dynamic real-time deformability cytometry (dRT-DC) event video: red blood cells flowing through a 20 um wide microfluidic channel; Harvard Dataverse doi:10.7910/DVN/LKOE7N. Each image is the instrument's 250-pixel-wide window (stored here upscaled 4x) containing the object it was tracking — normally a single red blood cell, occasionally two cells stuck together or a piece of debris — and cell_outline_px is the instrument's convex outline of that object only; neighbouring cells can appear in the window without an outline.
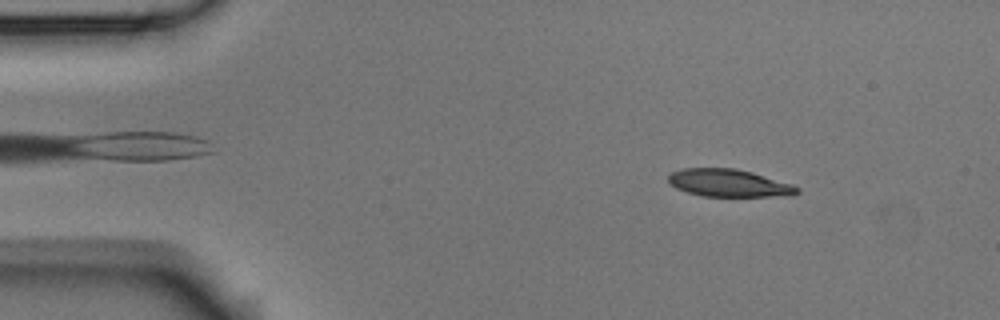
{"species": "Egyptian fruit bat (a non-hibernating species)", "species_latin": "Rousettus aegyptiacus", "temperature_condition": "room temperature", "stored_images_in_passage": 52, "camera_frame_rate_fps": 3000, "um_per_image_px": 0.085, "animal": {"sex": "male"}, "frame": {"image": 1, "passage_image": 6, "time_ms": 1.667, "image_size_px": [1000, 320], "cell_outline_px": [[800, 192], [792, 196], [700, 196], [676, 188], [668, 184], [668, 176], [672, 172], [684, 168], [736, 168], [752, 172], [792, 184], [800, 188]], "centroid_in_image_um": [61.96, 15.56], "position_along_channel_um": 23.0, "area_um2": 20.81}}
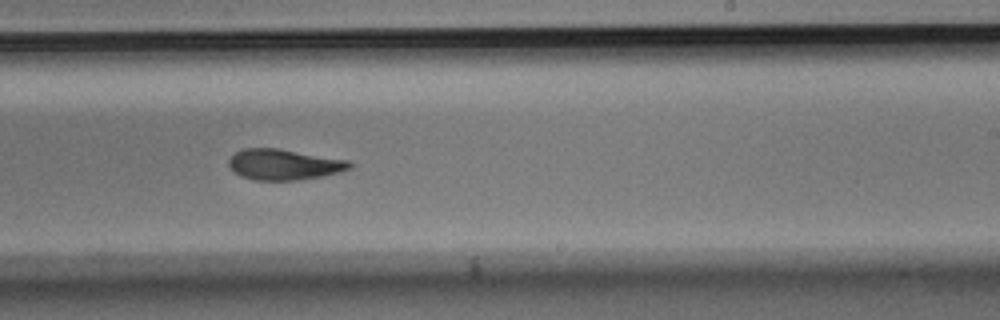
{"frame": {"image": 2, "passage_image": 31, "time_ms": 10.0, "image_size_px": [1000, 320], "cell_outline_px": [[352, 168], [324, 176], [296, 180], [256, 180], [240, 176], [228, 164], [228, 160], [236, 152], [244, 148], [280, 148], [348, 160], [352, 164]], "centroid_in_image_um": [24.15, 13.97], "position_along_channel_um": 264.8, "area_um2": 21.62}}
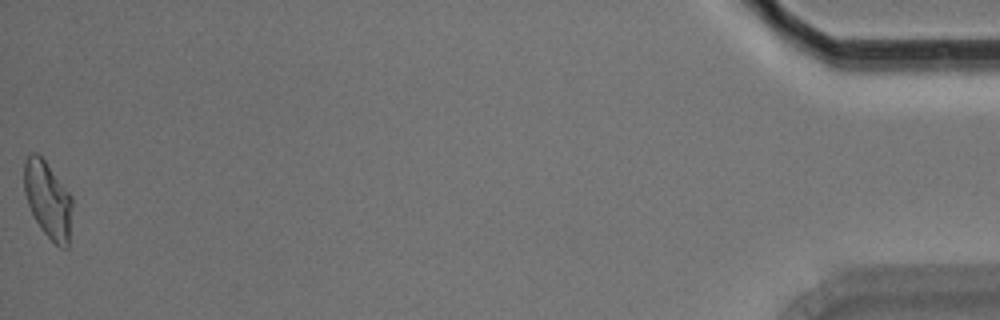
{"frame": {"image": 3, "passage_image": 52, "time_ms": 17.0, "image_size_px": [1000, 320], "cell_outline_px": [[72, 208], [68, 248], [60, 248], [40, 228], [28, 204], [24, 192], [24, 160], [32, 152], [36, 152], [44, 160], [72, 196]], "centroid_in_image_um": [4.07, 16.98], "position_along_channel_um": 431.1, "area_um2": 21.33}, "authors_computed_cell_mechanics": {"area_um2": 21.675, "velocity_mm_per_s": 3.774, "shape_relaxation_time_tau1_ms": 5.9449, "shape_relaxation_time_tau2_ms": 3.5108, "deformation_change_tau1": 0.178, "deformation_change_tau2": 0.1113}}